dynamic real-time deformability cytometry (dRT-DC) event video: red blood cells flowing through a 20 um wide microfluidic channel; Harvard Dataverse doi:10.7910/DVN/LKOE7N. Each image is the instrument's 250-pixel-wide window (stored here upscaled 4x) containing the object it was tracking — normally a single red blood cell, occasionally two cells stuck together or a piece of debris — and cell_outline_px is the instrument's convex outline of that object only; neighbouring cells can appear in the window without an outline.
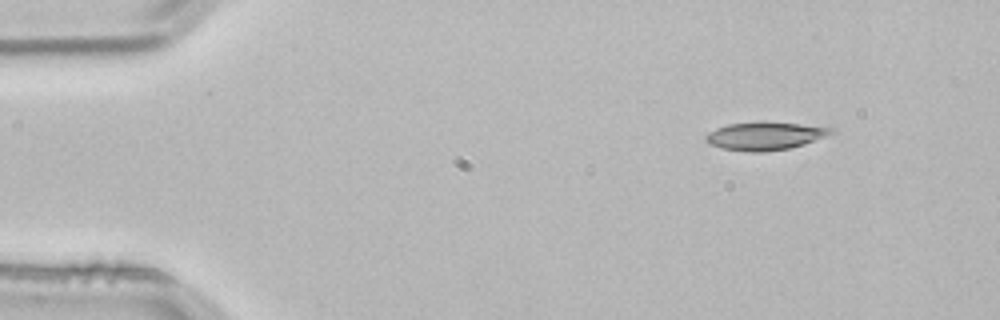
{"species": "common noctule bat (a hibernating species)", "species_latin": "Nyctalus noctula", "temperature_condition": "room temperature", "stored_images_in_passage": 3, "camera_frame_rate_fps": 3000, "um_per_image_px": 0.085, "animal": {"sex": "male", "body_mass_g": 21.5, "forearm_length_mm": 52.0}, "frame": {"image": 1, "passage_image": 1, "time_ms": 0.0, "image_size_px": [1000, 320], "cell_outline_px": [[836, 132], [804, 144], [788, 148], [764, 152], [748, 152], [720, 148], [708, 144], [704, 140], [704, 136], [708, 132], [716, 128], [728, 124], [760, 120], [764, 120], [836, 128]], "centroid_in_image_um": [64.98, 11.53], "position_along_channel_um": 20.0, "area_um2": 20.98}}
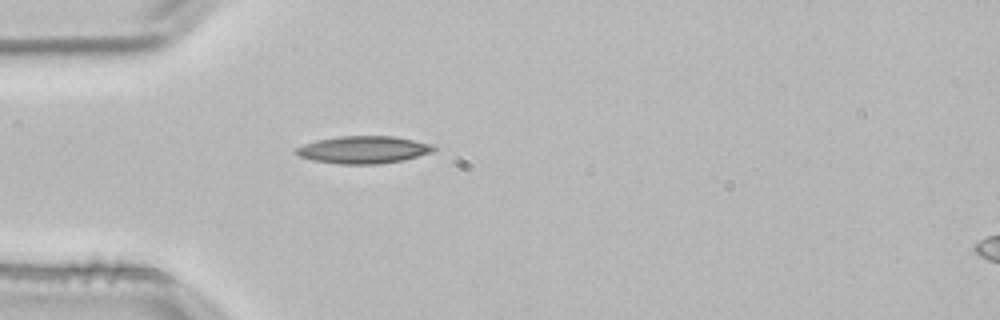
{"frame": {"image": 2, "passage_image": 3, "time_ms": 0.667, "image_size_px": [1000, 320], "cell_outline_px": [[436, 148], [432, 152], [400, 160], [376, 164], [340, 164], [312, 160], [300, 156], [296, 152], [296, 148], [304, 144], [316, 140], [340, 136], [392, 136], [432, 144]], "centroid_in_image_um": [30.86, 12.72], "position_along_channel_um": 54.1, "area_um2": 21.62}}